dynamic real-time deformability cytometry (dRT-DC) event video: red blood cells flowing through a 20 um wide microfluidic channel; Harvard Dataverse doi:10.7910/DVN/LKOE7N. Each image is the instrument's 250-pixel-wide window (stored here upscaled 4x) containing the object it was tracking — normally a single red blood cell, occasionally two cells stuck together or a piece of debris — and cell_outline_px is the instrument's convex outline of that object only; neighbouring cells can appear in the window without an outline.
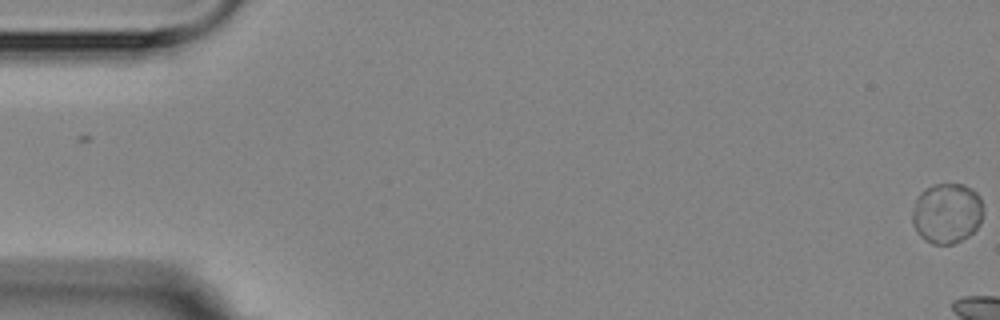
{"species": "Egyptian fruit bat (a non-hibernating species)", "species_latin": "Rousettus aegyptiacus", "temperature_condition": "room temperature", "stored_images_in_passage": 4, "camera_frame_rate_fps": 3000, "um_per_image_px": 0.085, "animal": {"sex": "female"}, "frame": {"image": 1, "passage_image": 1, "time_ms": 0.0, "image_size_px": [1000, 320], "cell_outline_px": [[984, 212], [980, 224], [968, 236], [952, 244], [932, 244], [920, 236], [912, 224], [912, 212], [916, 200], [920, 192], [924, 188], [936, 184], [964, 184], [972, 188], [980, 196]], "centroid_in_image_um": [80.49, 18.11], "position_along_channel_um": 4.5, "area_um2": 25.14}}